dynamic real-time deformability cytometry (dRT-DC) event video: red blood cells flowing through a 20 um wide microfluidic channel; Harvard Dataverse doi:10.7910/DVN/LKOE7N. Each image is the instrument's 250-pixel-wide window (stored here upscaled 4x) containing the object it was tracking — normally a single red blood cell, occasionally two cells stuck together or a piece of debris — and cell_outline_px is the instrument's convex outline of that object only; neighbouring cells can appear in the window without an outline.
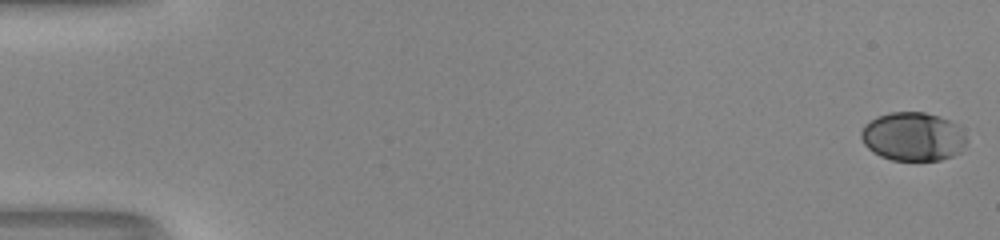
{"species": "human", "species_latin": "Homo sapiens", "temperature_condition": "room temperature", "stored_images_in_passage": 54, "camera_frame_rate_fps": 3000, "um_per_image_px": 0.085, "donor": {"sex": "male"}, "frame": {"image": 1, "passage_image": 1, "time_ms": 0.0, "image_size_px": [1000, 240], "cell_outline_px": [[968, 140], [960, 152], [952, 156], [940, 160], [892, 160], [880, 156], [872, 152], [864, 144], [860, 136], [860, 132], [864, 124], [876, 116], [888, 112], [924, 112], [940, 116], [956, 124]], "centroid_in_image_um": [77.57, 11.6], "position_along_channel_um": 7.4, "area_um2": 30.11}}
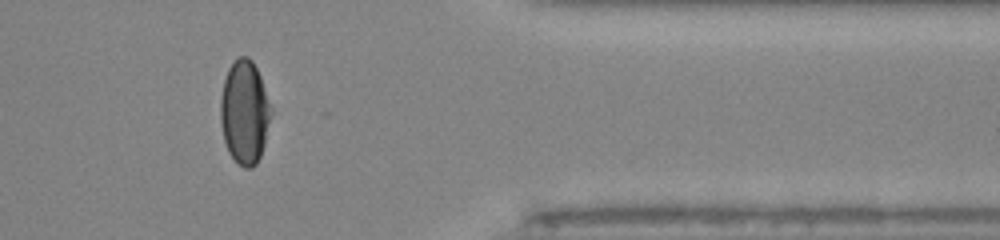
{"frame": {"image": 2, "passage_image": 45, "time_ms": 14.667, "image_size_px": [1000, 240], "cell_outline_px": [[272, 112], [264, 144], [260, 156], [256, 164], [252, 168], [244, 168], [228, 152], [224, 140], [220, 120], [220, 96], [224, 80], [228, 68], [240, 56], [248, 56], [252, 60], [260, 76]], "centroid_in_image_um": [20.77, 9.54], "position_along_channel_um": 390.6, "area_um2": 30.29}}
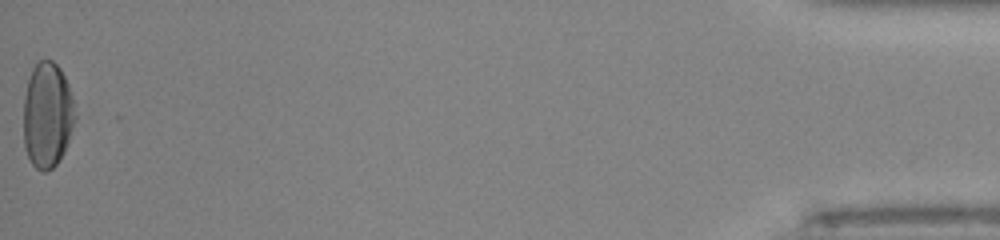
{"frame": {"image": 3, "passage_image": 54, "time_ms": 17.667, "image_size_px": [1000, 240], "cell_outline_px": [[76, 120], [68, 144], [64, 152], [56, 164], [48, 172], [44, 172], [36, 168], [32, 164], [24, 148], [24, 96], [28, 80], [32, 68], [40, 60], [52, 60], [60, 68], [68, 84], [76, 116]], "centroid_in_image_um": [4.03, 9.8], "position_along_channel_um": 431.2, "area_um2": 31.91}, "authors_computed_cell_mechanics": {"area_um2": 31.1831, "velocity_mm_per_s": 4.0202, "shape_relaxation_time_tau1_ms": 4.0145, "shape_relaxation_time_tau2_ms": 0.8965, "deformation_change_tau1": 0.177, "deformation_change_tau2": 0.0392}}